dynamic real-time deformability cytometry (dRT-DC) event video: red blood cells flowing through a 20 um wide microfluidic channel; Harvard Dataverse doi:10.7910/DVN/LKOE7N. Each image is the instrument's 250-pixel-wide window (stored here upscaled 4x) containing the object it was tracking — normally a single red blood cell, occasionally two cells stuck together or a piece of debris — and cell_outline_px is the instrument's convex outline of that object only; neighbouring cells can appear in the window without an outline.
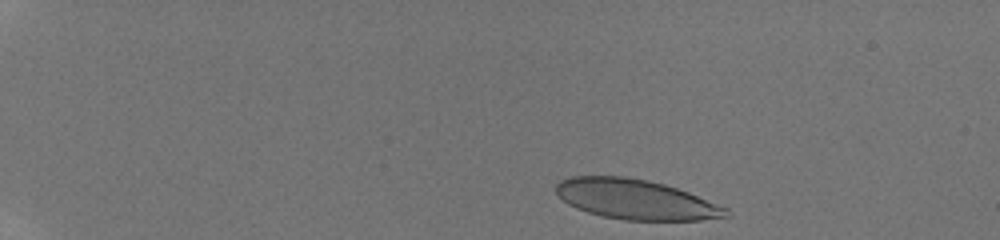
{"species": "human", "species_latin": "Homo sapiens", "temperature_condition": "room temperature", "stored_images_in_passage": 65, "camera_frame_rate_fps": 3000, "um_per_image_px": 0.085, "donor": {"sex": "male"}, "frame": {"image": 1, "passage_image": 3, "time_ms": 0.333, "image_size_px": [1000, 240], "cell_outline_px": [[732, 216], [700, 220], [624, 220], [604, 216], [588, 212], [576, 208], [568, 204], [556, 192], [556, 184], [560, 180], [572, 176], [624, 176], [648, 180], [664, 184], [688, 192], [728, 208], [732, 212]], "centroid_in_image_um": [54.06, 16.95], "position_along_channel_um": 30.9, "area_um2": 39.54}}
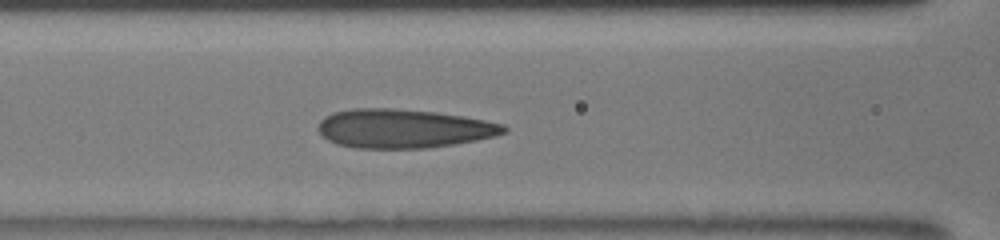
{"frame": {"image": 2, "passage_image": 39, "time_ms": 5.667, "image_size_px": [1000, 240], "cell_outline_px": [[508, 132], [496, 136], [476, 140], [428, 148], [356, 148], [336, 144], [328, 140], [316, 128], [320, 120], [324, 116], [332, 112], [356, 108], [392, 108], [436, 112], [464, 116], [504, 124], [508, 128]], "centroid_in_image_um": [34.29, 10.92], "position_along_channel_um": 132.3, "area_um2": 42.31}}
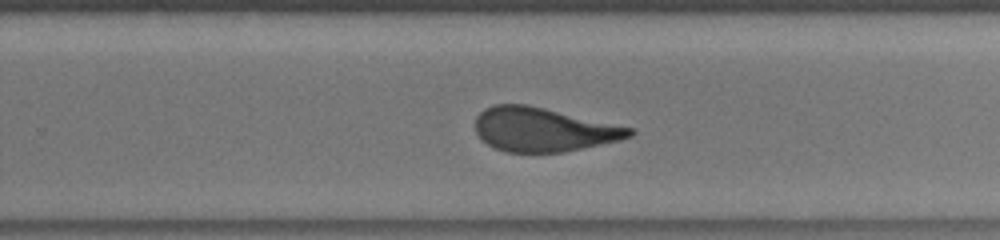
{"frame": {"image": 3, "passage_image": 64, "time_ms": 9.333, "image_size_px": [1000, 240], "cell_outline_px": [[636, 132], [632, 136], [620, 140], [564, 152], [504, 152], [488, 144], [476, 132], [476, 116], [484, 108], [492, 104], [528, 104], [632, 128]], "centroid_in_image_um": [46.17, 11.0], "position_along_channel_um": 283.6, "area_um2": 39.3}}